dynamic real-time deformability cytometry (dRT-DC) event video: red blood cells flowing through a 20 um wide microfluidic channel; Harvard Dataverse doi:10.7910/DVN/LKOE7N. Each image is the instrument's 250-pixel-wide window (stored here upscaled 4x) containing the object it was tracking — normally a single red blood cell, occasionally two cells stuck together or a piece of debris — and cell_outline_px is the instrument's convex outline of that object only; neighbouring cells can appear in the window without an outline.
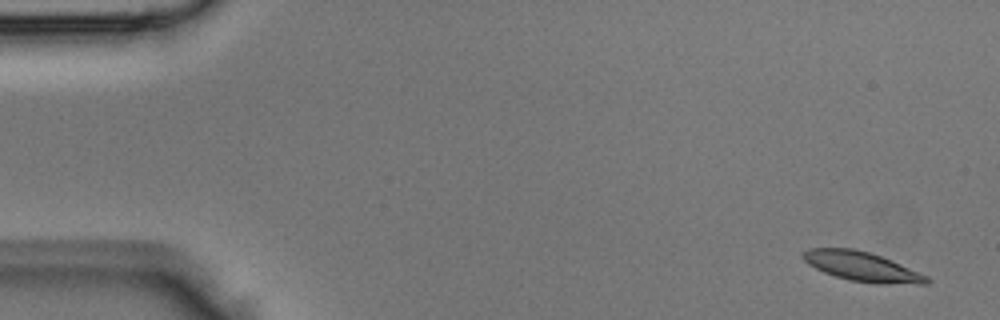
{"species": "Egyptian fruit bat (a non-hibernating species)", "species_latin": "Rousettus aegyptiacus", "temperature_condition": "room temperature", "stored_images_in_passage": 4, "camera_frame_rate_fps": 3000, "um_per_image_px": 0.085, "animal": {"sex": "male"}, "frame": {"image": 1, "passage_image": 1, "time_ms": 0.0, "image_size_px": [1000, 320], "cell_outline_px": [[932, 280], [928, 284], [876, 284], [848, 280], [824, 272], [808, 264], [800, 256], [800, 252], [808, 248], [852, 248], [868, 252], [892, 260], [928, 276]], "centroid_in_image_um": [73.27, 22.66], "position_along_channel_um": 11.7, "area_um2": 21.44}}